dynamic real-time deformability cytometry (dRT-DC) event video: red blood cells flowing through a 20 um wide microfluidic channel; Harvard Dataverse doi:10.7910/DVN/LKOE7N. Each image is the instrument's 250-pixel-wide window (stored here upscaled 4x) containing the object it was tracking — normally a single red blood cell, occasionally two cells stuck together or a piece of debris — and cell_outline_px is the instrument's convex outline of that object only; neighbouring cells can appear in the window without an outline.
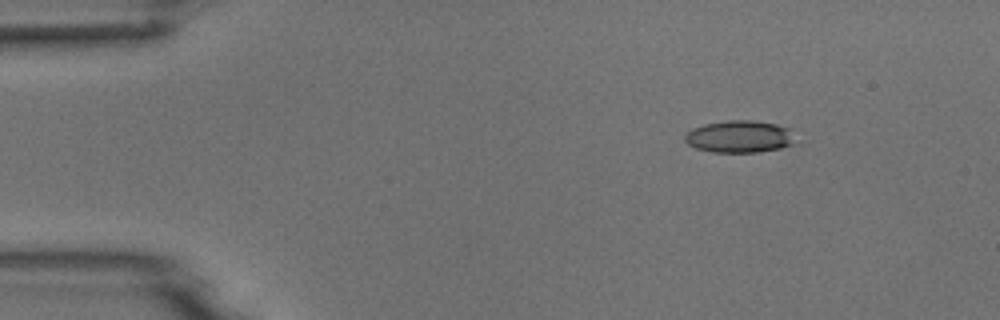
{"species": "common noctule bat (a hibernating species)", "species_latin": "Nyctalus noctula", "temperature_condition": "room temperature", "stored_images_in_passage": 3, "camera_frame_rate_fps": 3000, "um_per_image_px": 0.085, "animal": {"sex": "male", "body_mass_g": 18.8}, "frame": {"image": 1, "passage_image": 1, "time_ms": 0.0, "image_size_px": [1000, 320], "cell_outline_px": [[800, 144], [780, 148], [756, 152], [712, 152], [696, 148], [688, 144], [684, 140], [684, 136], [692, 128], [704, 124], [728, 120], [752, 120], [776, 124], [788, 128]], "centroid_in_image_um": [62.9, 11.61], "position_along_channel_um": 22.1, "area_um2": 20.92}}